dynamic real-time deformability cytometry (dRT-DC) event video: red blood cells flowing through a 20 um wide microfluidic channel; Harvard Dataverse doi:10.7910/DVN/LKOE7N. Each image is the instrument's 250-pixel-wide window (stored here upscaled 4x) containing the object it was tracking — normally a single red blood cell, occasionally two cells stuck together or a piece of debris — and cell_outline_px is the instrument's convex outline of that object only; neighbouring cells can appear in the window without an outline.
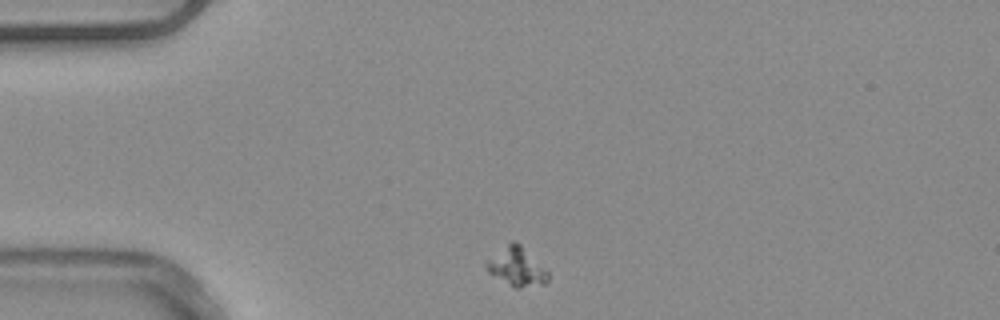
{"species": "common noctule bat (a hibernating species)", "species_latin": "Nyctalus noctula", "temperature_condition": "warm", "stored_images_in_passage": 43, "camera_frame_rate_fps": 3000, "um_per_image_px": 0.085, "animal": {"sex": "male", "body_mass_g": 20.4}, "frame": {"image": 1, "passage_image": 1, "time_ms": 0.0, "image_size_px": [1000, 320], "cell_outline_px": [[548, 280], [544, 284], [520, 288], [516, 288], [488, 272], [484, 264], [488, 260], [512, 240], [516, 240], [548, 272]], "centroid_in_image_um": [43.93, 22.68], "position_along_channel_um": 41.1, "area_um2": 13.41}}
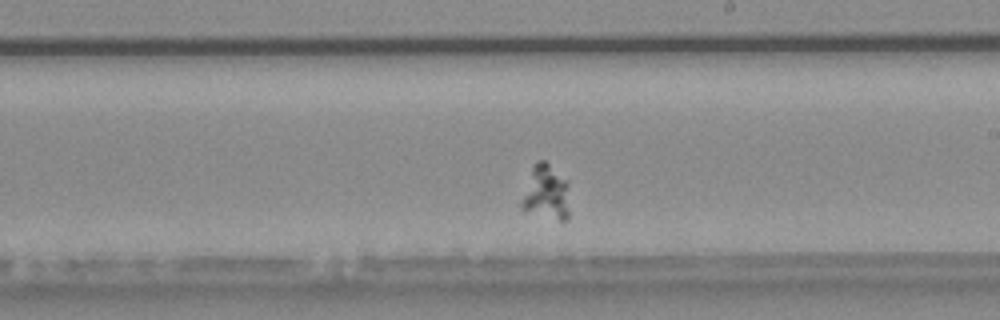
{"frame": {"image": 2, "passage_image": 20, "time_ms": 6.333, "image_size_px": [1000, 320], "cell_outline_px": [[568, 216], [564, 220], [560, 220], [524, 208], [520, 204], [520, 200], [532, 168], [536, 160], [544, 160], [568, 180]], "centroid_in_image_um": [46.43, 16.3], "position_along_channel_um": 242.6, "area_um2": 14.85}}
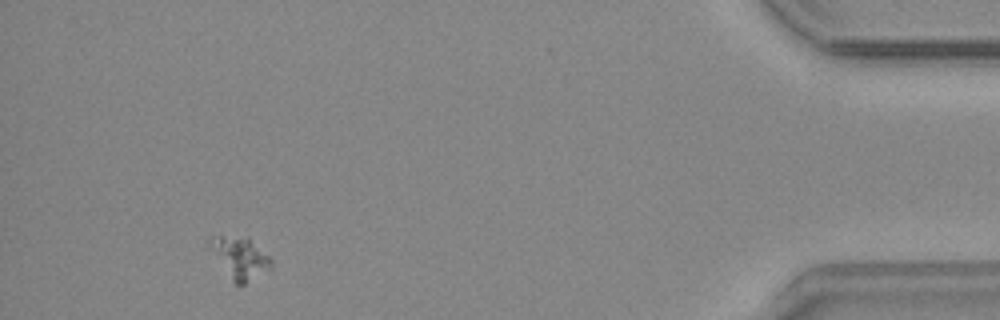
{"frame": {"image": 3, "passage_image": 39, "time_ms": 12.667, "image_size_px": [1000, 320], "cell_outline_px": [[272, 268], [244, 284], [236, 284], [232, 280], [208, 244], [208, 240], [212, 236], [220, 236], [248, 240], [268, 256], [272, 260]], "centroid_in_image_um": [20.4, 21.96], "position_along_channel_um": 414.8, "area_um2": 13.87}}